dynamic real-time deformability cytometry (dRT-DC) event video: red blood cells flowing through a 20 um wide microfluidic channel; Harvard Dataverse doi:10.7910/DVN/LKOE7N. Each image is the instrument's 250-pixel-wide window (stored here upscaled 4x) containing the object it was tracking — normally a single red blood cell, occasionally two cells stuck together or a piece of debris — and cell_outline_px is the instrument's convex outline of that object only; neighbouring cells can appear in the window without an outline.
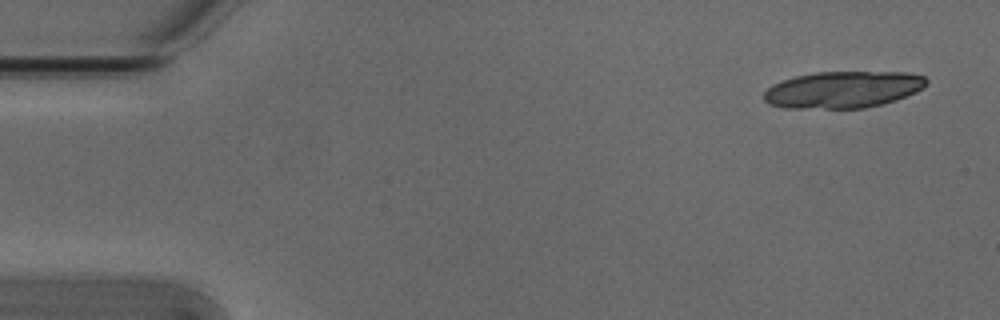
{"species": "Egyptian fruit bat (a non-hibernating species)", "species_latin": "Rousettus aegyptiacus", "temperature_condition": "cold", "stored_images_in_passage": 6, "camera_frame_rate_fps": 3000, "um_per_image_px": 0.085, "animal": {"sex": "male"}, "frame": {"image": 1, "passage_image": 1, "time_ms": 0.0, "image_size_px": [1000, 320], "cell_outline_px": [[928, 84], [924, 88], [916, 92], [896, 100], [884, 104], [864, 108], [784, 108], [772, 104], [764, 100], [764, 92], [772, 84], [796, 76], [816, 72], [904, 72], [924, 76], [928, 80]], "centroid_in_image_um": [71.7, 7.61], "position_along_channel_um": 13.3, "area_um2": 34.85}}
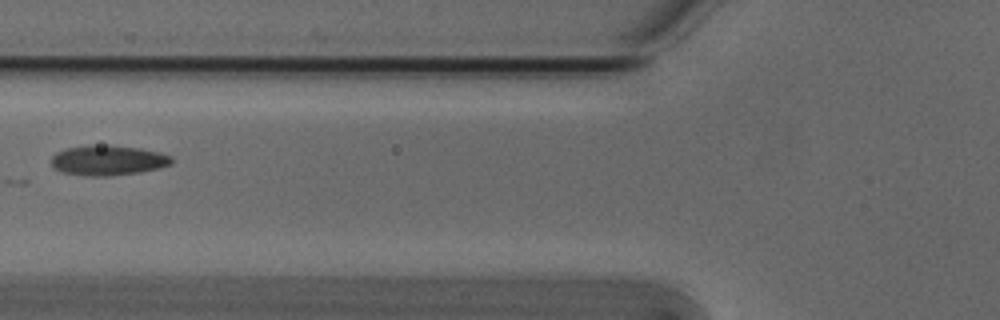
{"frame": {"image": 2, "passage_image": 6, "time_ms": 1.667, "image_size_px": [1000, 320], "cell_outline_px": [[172, 164], [140, 172], [108, 176], [84, 176], [60, 172], [52, 164], [52, 156], [56, 152], [64, 148], [88, 144], [108, 144], [140, 148], [160, 152], [172, 156]], "centroid_in_image_um": [9.15, 13.61], "position_along_channel_um": 116.6, "area_um2": 21.44}}